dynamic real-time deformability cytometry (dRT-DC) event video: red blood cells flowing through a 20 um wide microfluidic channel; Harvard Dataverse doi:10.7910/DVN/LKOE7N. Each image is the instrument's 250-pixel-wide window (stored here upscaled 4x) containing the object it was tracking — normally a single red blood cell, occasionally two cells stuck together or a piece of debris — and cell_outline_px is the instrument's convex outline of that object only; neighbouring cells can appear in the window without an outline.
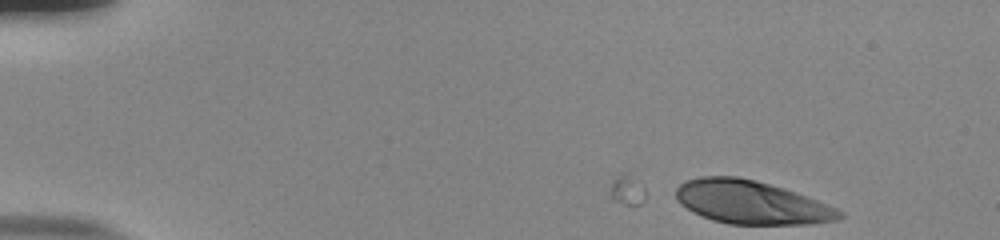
{"species": "human", "species_latin": "Homo sapiens", "temperature_condition": "room temperature", "stored_images_in_passage": 3, "camera_frame_rate_fps": 3000, "um_per_image_px": 0.085, "donor": {"sex": "male"}, "frame": {"image": 1, "passage_image": 3, "time_ms": 0.667, "image_size_px": [1000, 240], "cell_outline_px": [[844, 216], [836, 220], [812, 224], [728, 224], [712, 220], [700, 216], [692, 212], [680, 204], [676, 200], [676, 188], [680, 184], [688, 180], [700, 176], [736, 176], [756, 180], [784, 188], [816, 200], [836, 208], [844, 212]], "centroid_in_image_um": [63.83, 17.2], "position_along_channel_um": 21.2, "area_um2": 41.33}}